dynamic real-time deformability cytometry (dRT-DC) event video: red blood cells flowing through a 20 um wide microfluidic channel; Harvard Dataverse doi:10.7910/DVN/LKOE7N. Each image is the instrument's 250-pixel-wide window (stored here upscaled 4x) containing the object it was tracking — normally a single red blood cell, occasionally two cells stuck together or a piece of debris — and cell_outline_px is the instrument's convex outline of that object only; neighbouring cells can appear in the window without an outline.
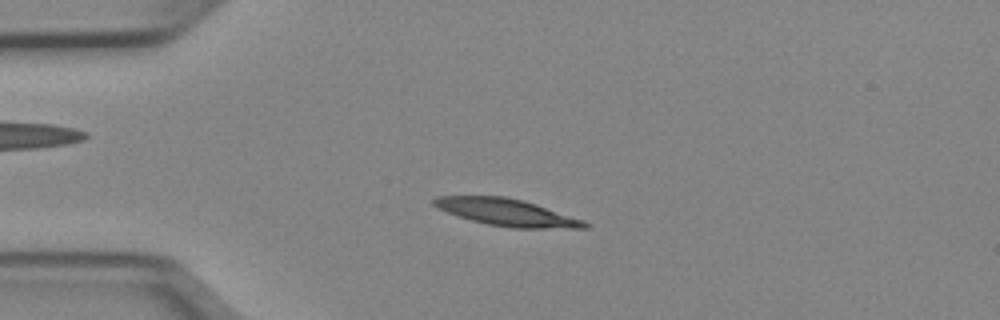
{"species": "Egyptian fruit bat (a non-hibernating species)", "species_latin": "Rousettus aegyptiacus", "temperature_condition": "cold", "stored_images_in_passage": 39, "camera_frame_rate_fps": 3000, "um_per_image_px": 0.085, "animal": {"sex": "female"}, "frame": {"image": 1, "passage_image": 12, "time_ms": 3.667, "image_size_px": [1000, 320], "cell_outline_px": [[592, 224], [588, 228], [512, 228], [488, 224], [456, 216], [432, 204], [432, 200], [436, 196], [504, 196], [524, 200], [584, 220]], "centroid_in_image_um": [43.11, 18.05], "position_along_channel_um": 41.9, "area_um2": 23.7}}
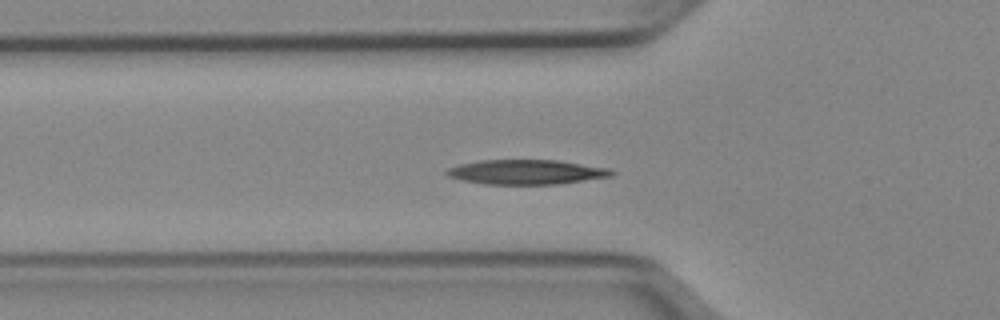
{"frame": {"image": 2, "passage_image": 17, "time_ms": 5.333, "image_size_px": [1000, 320], "cell_outline_px": [[616, 172], [612, 176], [560, 184], [484, 184], [464, 180], [448, 176], [444, 172], [448, 168], [460, 164], [480, 160], [556, 160], [608, 168]], "centroid_in_image_um": [44.75, 14.62], "position_along_channel_um": 81.1, "area_um2": 23.58}, "authors_computed_cell_mechanics": {"area_um2": 22.831, "velocity_mm_per_s": 3.921, "shape_relaxation_time_tau1_ms": 4.231, "shape_relaxation_time_tau2_ms": 8.717, "deformation_change_tau1": 0.1503, "deformation_change_tau2": 0.1751}}